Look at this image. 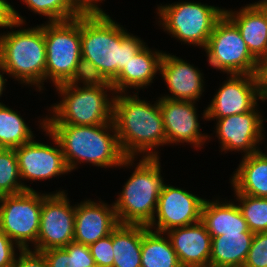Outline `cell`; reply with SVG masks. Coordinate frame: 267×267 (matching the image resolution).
<instances>
[{"mask_svg": "<svg viewBox=\"0 0 267 267\" xmlns=\"http://www.w3.org/2000/svg\"><path fill=\"white\" fill-rule=\"evenodd\" d=\"M196 101L171 100L159 97L166 145L189 143L201 149L210 136L200 131Z\"/></svg>", "mask_w": 267, "mask_h": 267, "instance_id": "2e32d148", "label": "cell"}, {"mask_svg": "<svg viewBox=\"0 0 267 267\" xmlns=\"http://www.w3.org/2000/svg\"><path fill=\"white\" fill-rule=\"evenodd\" d=\"M74 6L80 13H105L103 9L99 7L98 2L103 0H72ZM98 4V5H97Z\"/></svg>", "mask_w": 267, "mask_h": 267, "instance_id": "f35d334b", "label": "cell"}, {"mask_svg": "<svg viewBox=\"0 0 267 267\" xmlns=\"http://www.w3.org/2000/svg\"><path fill=\"white\" fill-rule=\"evenodd\" d=\"M144 225L119 224L113 230V267H141Z\"/></svg>", "mask_w": 267, "mask_h": 267, "instance_id": "d4e9b609", "label": "cell"}, {"mask_svg": "<svg viewBox=\"0 0 267 267\" xmlns=\"http://www.w3.org/2000/svg\"><path fill=\"white\" fill-rule=\"evenodd\" d=\"M34 190L21 181L15 149L0 148V196Z\"/></svg>", "mask_w": 267, "mask_h": 267, "instance_id": "f1b7e54d", "label": "cell"}, {"mask_svg": "<svg viewBox=\"0 0 267 267\" xmlns=\"http://www.w3.org/2000/svg\"><path fill=\"white\" fill-rule=\"evenodd\" d=\"M254 233L250 230L243 233H224L212 237L209 264L216 266L243 267Z\"/></svg>", "mask_w": 267, "mask_h": 267, "instance_id": "cb8c5ba5", "label": "cell"}, {"mask_svg": "<svg viewBox=\"0 0 267 267\" xmlns=\"http://www.w3.org/2000/svg\"><path fill=\"white\" fill-rule=\"evenodd\" d=\"M158 23L171 37L205 49L216 22L224 15L220 7L201 2H175L157 6Z\"/></svg>", "mask_w": 267, "mask_h": 267, "instance_id": "52a82bcc", "label": "cell"}, {"mask_svg": "<svg viewBox=\"0 0 267 267\" xmlns=\"http://www.w3.org/2000/svg\"><path fill=\"white\" fill-rule=\"evenodd\" d=\"M160 157L143 158L113 202L119 224L148 226L154 218L158 198L165 184Z\"/></svg>", "mask_w": 267, "mask_h": 267, "instance_id": "5b68a950", "label": "cell"}, {"mask_svg": "<svg viewBox=\"0 0 267 267\" xmlns=\"http://www.w3.org/2000/svg\"><path fill=\"white\" fill-rule=\"evenodd\" d=\"M256 84V90L261 101L267 100V56L256 60V66L253 73Z\"/></svg>", "mask_w": 267, "mask_h": 267, "instance_id": "8d00e7d4", "label": "cell"}, {"mask_svg": "<svg viewBox=\"0 0 267 267\" xmlns=\"http://www.w3.org/2000/svg\"><path fill=\"white\" fill-rule=\"evenodd\" d=\"M74 86L102 87L111 85L100 70L89 60L80 58L77 63L73 76L66 82ZM83 83V84H78Z\"/></svg>", "mask_w": 267, "mask_h": 267, "instance_id": "1f68e13d", "label": "cell"}, {"mask_svg": "<svg viewBox=\"0 0 267 267\" xmlns=\"http://www.w3.org/2000/svg\"><path fill=\"white\" fill-rule=\"evenodd\" d=\"M243 267H267V232L254 234Z\"/></svg>", "mask_w": 267, "mask_h": 267, "instance_id": "836d02e7", "label": "cell"}, {"mask_svg": "<svg viewBox=\"0 0 267 267\" xmlns=\"http://www.w3.org/2000/svg\"><path fill=\"white\" fill-rule=\"evenodd\" d=\"M159 74L171 93L161 96L163 98L198 101L204 92V74L194 65L170 53L164 52Z\"/></svg>", "mask_w": 267, "mask_h": 267, "instance_id": "ac0fdd59", "label": "cell"}, {"mask_svg": "<svg viewBox=\"0 0 267 267\" xmlns=\"http://www.w3.org/2000/svg\"><path fill=\"white\" fill-rule=\"evenodd\" d=\"M22 25L24 23L14 21L10 25L13 31L0 34V64L6 75L21 84L35 85V89L41 92L44 90L46 67L44 23L26 29ZM14 27L20 29L14 31Z\"/></svg>", "mask_w": 267, "mask_h": 267, "instance_id": "277c9868", "label": "cell"}, {"mask_svg": "<svg viewBox=\"0 0 267 267\" xmlns=\"http://www.w3.org/2000/svg\"><path fill=\"white\" fill-rule=\"evenodd\" d=\"M45 128L57 139L70 172L78 168V163L105 169L129 168L137 160L122 153L114 122L90 126L45 124Z\"/></svg>", "mask_w": 267, "mask_h": 267, "instance_id": "3957f363", "label": "cell"}, {"mask_svg": "<svg viewBox=\"0 0 267 267\" xmlns=\"http://www.w3.org/2000/svg\"><path fill=\"white\" fill-rule=\"evenodd\" d=\"M204 201V198L189 193L187 190L164 184L154 218L147 227L165 233L177 227L197 223L201 221Z\"/></svg>", "mask_w": 267, "mask_h": 267, "instance_id": "4fadbf2b", "label": "cell"}, {"mask_svg": "<svg viewBox=\"0 0 267 267\" xmlns=\"http://www.w3.org/2000/svg\"><path fill=\"white\" fill-rule=\"evenodd\" d=\"M204 51L213 68L229 74L253 75L256 58L237 26L224 14L215 24Z\"/></svg>", "mask_w": 267, "mask_h": 267, "instance_id": "30bf717a", "label": "cell"}, {"mask_svg": "<svg viewBox=\"0 0 267 267\" xmlns=\"http://www.w3.org/2000/svg\"><path fill=\"white\" fill-rule=\"evenodd\" d=\"M165 233L144 226L141 246V267H182Z\"/></svg>", "mask_w": 267, "mask_h": 267, "instance_id": "484cf974", "label": "cell"}, {"mask_svg": "<svg viewBox=\"0 0 267 267\" xmlns=\"http://www.w3.org/2000/svg\"><path fill=\"white\" fill-rule=\"evenodd\" d=\"M113 122L119 146L125 157H159L156 148L166 145L159 98L154 104H150V101L139 99L137 92L133 96H129L128 93H116Z\"/></svg>", "mask_w": 267, "mask_h": 267, "instance_id": "7a4b0ae2", "label": "cell"}, {"mask_svg": "<svg viewBox=\"0 0 267 267\" xmlns=\"http://www.w3.org/2000/svg\"><path fill=\"white\" fill-rule=\"evenodd\" d=\"M231 177L234 194L267 198V156L262 150L243 156Z\"/></svg>", "mask_w": 267, "mask_h": 267, "instance_id": "603a6c76", "label": "cell"}, {"mask_svg": "<svg viewBox=\"0 0 267 267\" xmlns=\"http://www.w3.org/2000/svg\"><path fill=\"white\" fill-rule=\"evenodd\" d=\"M45 80L54 86L66 83L72 76L81 55V14L66 21L45 22Z\"/></svg>", "mask_w": 267, "mask_h": 267, "instance_id": "ba28073f", "label": "cell"}, {"mask_svg": "<svg viewBox=\"0 0 267 267\" xmlns=\"http://www.w3.org/2000/svg\"><path fill=\"white\" fill-rule=\"evenodd\" d=\"M33 249H20L19 256L15 258L13 267H47L42 252Z\"/></svg>", "mask_w": 267, "mask_h": 267, "instance_id": "e575fe53", "label": "cell"}, {"mask_svg": "<svg viewBox=\"0 0 267 267\" xmlns=\"http://www.w3.org/2000/svg\"><path fill=\"white\" fill-rule=\"evenodd\" d=\"M199 267H228V266H216V265H212V264H207V265H203V266H199Z\"/></svg>", "mask_w": 267, "mask_h": 267, "instance_id": "b9f144b4", "label": "cell"}, {"mask_svg": "<svg viewBox=\"0 0 267 267\" xmlns=\"http://www.w3.org/2000/svg\"><path fill=\"white\" fill-rule=\"evenodd\" d=\"M107 13H81V55L112 82L145 46Z\"/></svg>", "mask_w": 267, "mask_h": 267, "instance_id": "6da1fadb", "label": "cell"}, {"mask_svg": "<svg viewBox=\"0 0 267 267\" xmlns=\"http://www.w3.org/2000/svg\"><path fill=\"white\" fill-rule=\"evenodd\" d=\"M14 21L26 24L25 19H23L7 0H0V27L10 29V25Z\"/></svg>", "mask_w": 267, "mask_h": 267, "instance_id": "74e56055", "label": "cell"}, {"mask_svg": "<svg viewBox=\"0 0 267 267\" xmlns=\"http://www.w3.org/2000/svg\"><path fill=\"white\" fill-rule=\"evenodd\" d=\"M25 120L5 104H0V148L16 149L34 137Z\"/></svg>", "mask_w": 267, "mask_h": 267, "instance_id": "4316f807", "label": "cell"}, {"mask_svg": "<svg viewBox=\"0 0 267 267\" xmlns=\"http://www.w3.org/2000/svg\"><path fill=\"white\" fill-rule=\"evenodd\" d=\"M246 7L258 8V9H267V0H259L258 2L247 4Z\"/></svg>", "mask_w": 267, "mask_h": 267, "instance_id": "60d3db41", "label": "cell"}, {"mask_svg": "<svg viewBox=\"0 0 267 267\" xmlns=\"http://www.w3.org/2000/svg\"><path fill=\"white\" fill-rule=\"evenodd\" d=\"M38 122L55 146L35 141L33 138L15 149L22 180L45 181L70 172L57 139L45 128V118Z\"/></svg>", "mask_w": 267, "mask_h": 267, "instance_id": "7c38bea8", "label": "cell"}, {"mask_svg": "<svg viewBox=\"0 0 267 267\" xmlns=\"http://www.w3.org/2000/svg\"><path fill=\"white\" fill-rule=\"evenodd\" d=\"M203 111L206 121L247 113L261 100L251 74H230Z\"/></svg>", "mask_w": 267, "mask_h": 267, "instance_id": "9a60e30c", "label": "cell"}, {"mask_svg": "<svg viewBox=\"0 0 267 267\" xmlns=\"http://www.w3.org/2000/svg\"><path fill=\"white\" fill-rule=\"evenodd\" d=\"M238 207L254 234L267 232V198L235 194Z\"/></svg>", "mask_w": 267, "mask_h": 267, "instance_id": "f546056e", "label": "cell"}, {"mask_svg": "<svg viewBox=\"0 0 267 267\" xmlns=\"http://www.w3.org/2000/svg\"><path fill=\"white\" fill-rule=\"evenodd\" d=\"M22 2L33 13L47 17L49 22L66 21L81 14L72 0H22Z\"/></svg>", "mask_w": 267, "mask_h": 267, "instance_id": "4dcf8cb0", "label": "cell"}, {"mask_svg": "<svg viewBox=\"0 0 267 267\" xmlns=\"http://www.w3.org/2000/svg\"><path fill=\"white\" fill-rule=\"evenodd\" d=\"M163 54L164 52L152 51L148 45H145L111 82L115 94L128 93V88L138 91L151 85L154 77L160 72Z\"/></svg>", "mask_w": 267, "mask_h": 267, "instance_id": "ffe728a7", "label": "cell"}, {"mask_svg": "<svg viewBox=\"0 0 267 267\" xmlns=\"http://www.w3.org/2000/svg\"><path fill=\"white\" fill-rule=\"evenodd\" d=\"M47 267H97L87 245L70 242L61 248L41 251Z\"/></svg>", "mask_w": 267, "mask_h": 267, "instance_id": "83f0119b", "label": "cell"}, {"mask_svg": "<svg viewBox=\"0 0 267 267\" xmlns=\"http://www.w3.org/2000/svg\"><path fill=\"white\" fill-rule=\"evenodd\" d=\"M257 106L247 113L215 119L217 122L214 133L220 141L221 152L240 151L248 156L261 150L257 145L265 138L262 133L264 124Z\"/></svg>", "mask_w": 267, "mask_h": 267, "instance_id": "5bb4252c", "label": "cell"}, {"mask_svg": "<svg viewBox=\"0 0 267 267\" xmlns=\"http://www.w3.org/2000/svg\"><path fill=\"white\" fill-rule=\"evenodd\" d=\"M43 200L44 193L36 190L0 198V229L20 249H30V243L36 245Z\"/></svg>", "mask_w": 267, "mask_h": 267, "instance_id": "9c48e42d", "label": "cell"}, {"mask_svg": "<svg viewBox=\"0 0 267 267\" xmlns=\"http://www.w3.org/2000/svg\"><path fill=\"white\" fill-rule=\"evenodd\" d=\"M55 89L62 100L51 105L52 113L49 117L46 115L45 124L90 126L113 122L115 92L112 85L79 87L63 83ZM108 90L113 91L111 98Z\"/></svg>", "mask_w": 267, "mask_h": 267, "instance_id": "8992f818", "label": "cell"}, {"mask_svg": "<svg viewBox=\"0 0 267 267\" xmlns=\"http://www.w3.org/2000/svg\"><path fill=\"white\" fill-rule=\"evenodd\" d=\"M64 191L44 193L36 251L61 248L74 240L75 205L69 203Z\"/></svg>", "mask_w": 267, "mask_h": 267, "instance_id": "8fae6325", "label": "cell"}, {"mask_svg": "<svg viewBox=\"0 0 267 267\" xmlns=\"http://www.w3.org/2000/svg\"><path fill=\"white\" fill-rule=\"evenodd\" d=\"M237 26L250 53L256 58L267 56V16L265 9L243 6L239 11L224 10Z\"/></svg>", "mask_w": 267, "mask_h": 267, "instance_id": "44dd1931", "label": "cell"}, {"mask_svg": "<svg viewBox=\"0 0 267 267\" xmlns=\"http://www.w3.org/2000/svg\"><path fill=\"white\" fill-rule=\"evenodd\" d=\"M4 73H7V72L4 70V68L0 64V97L3 94V91H4L5 86H6L5 84L7 82V79L4 78V75H3ZM0 104H3V102H0Z\"/></svg>", "mask_w": 267, "mask_h": 267, "instance_id": "ab89813d", "label": "cell"}, {"mask_svg": "<svg viewBox=\"0 0 267 267\" xmlns=\"http://www.w3.org/2000/svg\"><path fill=\"white\" fill-rule=\"evenodd\" d=\"M182 267H199L209 264L212 237L204 224L177 227L165 232Z\"/></svg>", "mask_w": 267, "mask_h": 267, "instance_id": "d6986e66", "label": "cell"}, {"mask_svg": "<svg viewBox=\"0 0 267 267\" xmlns=\"http://www.w3.org/2000/svg\"><path fill=\"white\" fill-rule=\"evenodd\" d=\"M118 225L113 203L86 199L75 204L74 242L89 246L111 234Z\"/></svg>", "mask_w": 267, "mask_h": 267, "instance_id": "e0dca14e", "label": "cell"}, {"mask_svg": "<svg viewBox=\"0 0 267 267\" xmlns=\"http://www.w3.org/2000/svg\"><path fill=\"white\" fill-rule=\"evenodd\" d=\"M225 201V202H224ZM223 202L205 199L202 211L201 222L204 224L211 237L224 235V233L247 232L246 220L238 205L226 199Z\"/></svg>", "mask_w": 267, "mask_h": 267, "instance_id": "7402d4cb", "label": "cell"}, {"mask_svg": "<svg viewBox=\"0 0 267 267\" xmlns=\"http://www.w3.org/2000/svg\"><path fill=\"white\" fill-rule=\"evenodd\" d=\"M88 247L97 267H113V231Z\"/></svg>", "mask_w": 267, "mask_h": 267, "instance_id": "d6a6232c", "label": "cell"}, {"mask_svg": "<svg viewBox=\"0 0 267 267\" xmlns=\"http://www.w3.org/2000/svg\"><path fill=\"white\" fill-rule=\"evenodd\" d=\"M0 229V267H13L20 248Z\"/></svg>", "mask_w": 267, "mask_h": 267, "instance_id": "d590c367", "label": "cell"}]
</instances>
